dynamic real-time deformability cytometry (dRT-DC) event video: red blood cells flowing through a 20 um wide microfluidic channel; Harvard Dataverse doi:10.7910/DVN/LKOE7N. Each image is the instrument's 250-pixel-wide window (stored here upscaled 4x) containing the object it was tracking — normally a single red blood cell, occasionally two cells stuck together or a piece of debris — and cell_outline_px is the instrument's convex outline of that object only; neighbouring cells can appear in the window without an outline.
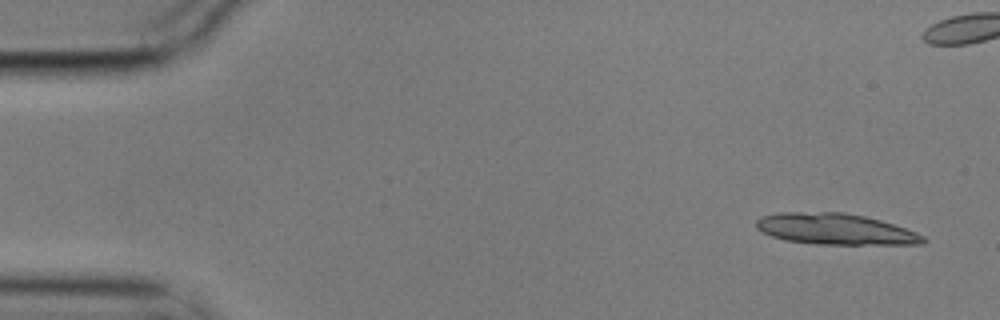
{"species": "common noctule bat (a hibernating species)", "species_latin": "Nyctalus noctula", "temperature_condition": "cold", "stored_images_in_passage": 9, "camera_frame_rate_fps": 3000, "um_per_image_px": 0.085, "animal": {"sex": "male", "body_mass_g": 17.9}, "frame": {"image": 1, "passage_image": 1, "time_ms": 0.0, "image_size_px": [1000, 320], "cell_outline_px": [[928, 240], [924, 244], [816, 244], [784, 240], [772, 236], [756, 228], [756, 220], [760, 216], [780, 212], [844, 212], [864, 216], [880, 220], [916, 232], [924, 236]], "centroid_in_image_um": [70.99, 19.47], "position_along_channel_um": 14.0, "area_um2": 30.23}}
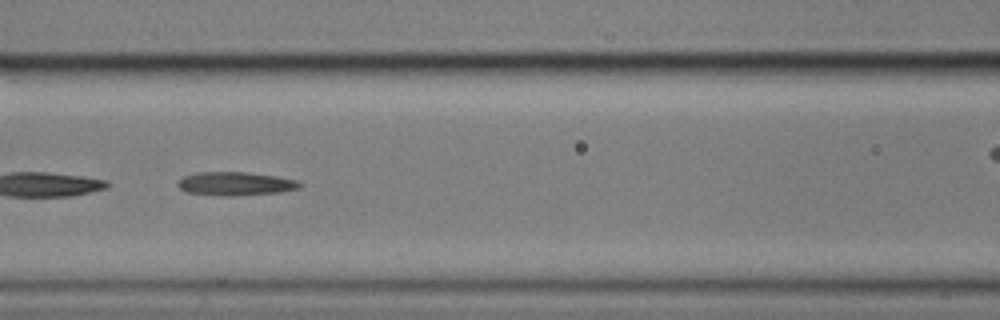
{"frame": {"image": 2, "passage_image": 7, "time_ms": 2.0, "image_size_px": [1000, 320], "cell_outline_px": [[304, 184], [300, 188], [280, 192], [232, 196], [216, 196], [184, 192], [176, 184], [184, 176], [196, 172], [248, 172], [276, 176], [296, 180]], "centroid_in_image_um": [20.0, 15.62], "position_along_channel_um": 146.6, "area_um2": 16.94}}
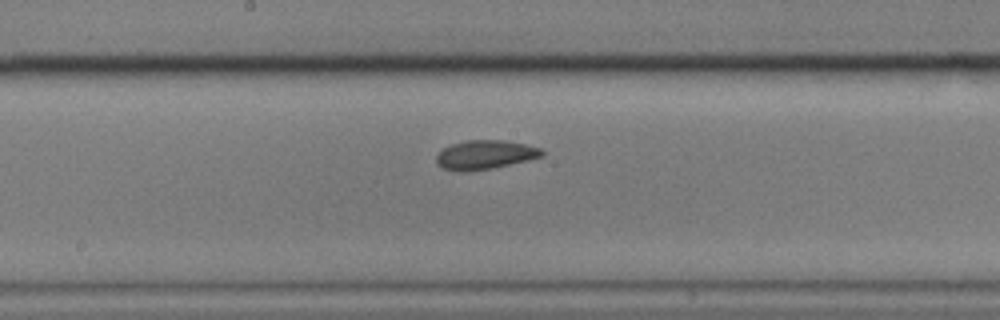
{"frame": {"image": 3, "passage_image": 9, "time_ms": 2.667, "image_size_px": [1000, 320], "cell_outline_px": [[544, 156], [528, 160], [492, 168], [468, 172], [456, 172], [440, 168], [436, 164], [436, 156], [444, 148], [452, 144], [464, 140], [504, 140], [524, 144], [540, 148], [544, 152]], "centroid_in_image_um": [41.19, 13.17], "position_along_channel_um": 207.0, "area_um2": 18.03}}